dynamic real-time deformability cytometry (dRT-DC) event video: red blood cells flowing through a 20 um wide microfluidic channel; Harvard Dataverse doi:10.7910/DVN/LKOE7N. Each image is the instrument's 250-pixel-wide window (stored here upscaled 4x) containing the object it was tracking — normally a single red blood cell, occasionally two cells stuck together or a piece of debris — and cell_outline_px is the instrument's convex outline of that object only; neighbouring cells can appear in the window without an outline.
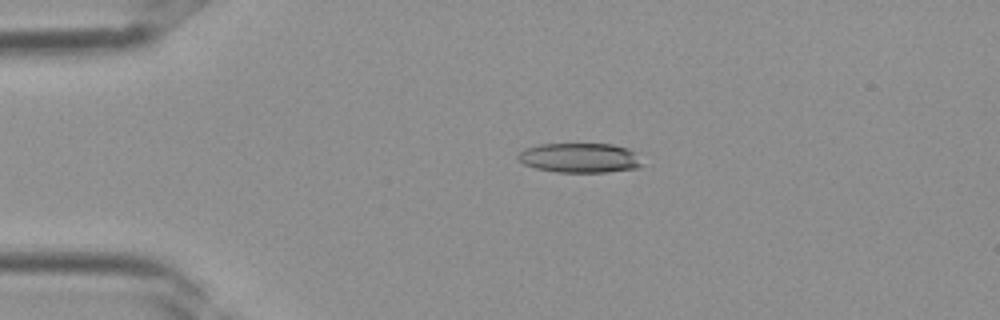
{"species": "Egyptian fruit bat (a non-hibernating species)", "species_latin": "Rousettus aegyptiacus", "temperature_condition": "room temperature", "stored_images_in_passage": 32, "camera_frame_rate_fps": 3000, "um_per_image_px": 0.085, "frame": {"image": 1, "passage_image": 3, "time_ms": 0.667, "image_size_px": [1000, 320], "cell_outline_px": [[644, 164], [636, 168], [608, 172], [556, 172], [536, 168], [524, 164], [516, 156], [524, 148], [540, 144], [612, 144], [628, 148], [636, 152]], "centroid_in_image_um": [49.31, 13.41], "position_along_channel_um": 35.7, "area_um2": 21.56}}
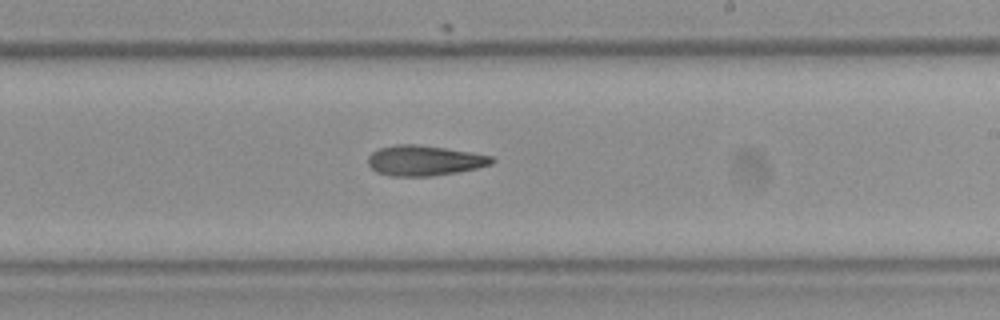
{"frame": {"image": 2, "passage_image": 17, "time_ms": 5.333, "image_size_px": [1000, 320], "cell_outline_px": [[496, 160], [492, 164], [476, 168], [456, 172], [432, 176], [388, 176], [376, 172], [368, 164], [368, 156], [372, 152], [380, 148], [396, 144], [416, 144], [472, 152], [492, 156]], "centroid_in_image_um": [36.06, 13.64], "position_along_channel_um": 252.9, "area_um2": 21.85}}
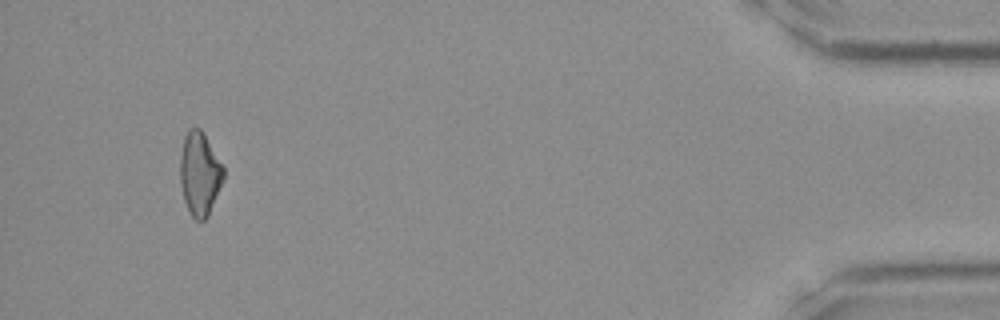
{"frame": {"image": 3, "passage_image": 30, "time_ms": 9.667, "image_size_px": [1000, 320], "cell_outline_px": [[224, 176], [208, 216], [204, 220], [196, 220], [192, 216], [184, 200], [180, 184], [180, 156], [184, 136], [188, 128], [200, 128], [204, 132], [224, 168]], "centroid_in_image_um": [16.96, 14.73], "position_along_channel_um": 418.2, "area_um2": 20.98}}